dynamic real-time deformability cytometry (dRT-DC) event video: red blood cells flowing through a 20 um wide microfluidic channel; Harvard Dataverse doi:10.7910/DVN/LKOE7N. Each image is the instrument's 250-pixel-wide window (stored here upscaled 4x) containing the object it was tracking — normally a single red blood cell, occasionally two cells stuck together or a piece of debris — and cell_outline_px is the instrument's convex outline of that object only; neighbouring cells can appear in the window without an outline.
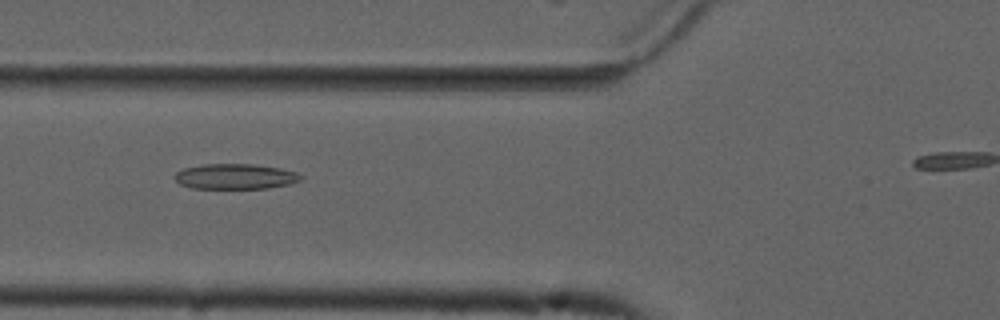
{"species": "common noctule bat (a hibernating species)", "species_latin": "Nyctalus noctula", "temperature_condition": "cold", "stored_images_in_passage": 48, "camera_frame_rate_fps": 3000, "um_per_image_px": 0.085, "animal": {"sex": "male", "forearm_length_mm": 52.5}, "frame": {"image": 1, "passage_image": 20, "time_ms": 6.333, "image_size_px": [1000, 320], "cell_outline_px": [[304, 176], [300, 180], [288, 184], [268, 188], [192, 188], [180, 184], [172, 176], [176, 172], [184, 168], [204, 164], [252, 164], [280, 168], [296, 172]], "centroid_in_image_um": [19.98, 14.99], "position_along_channel_um": 105.8, "area_um2": 18.55}}
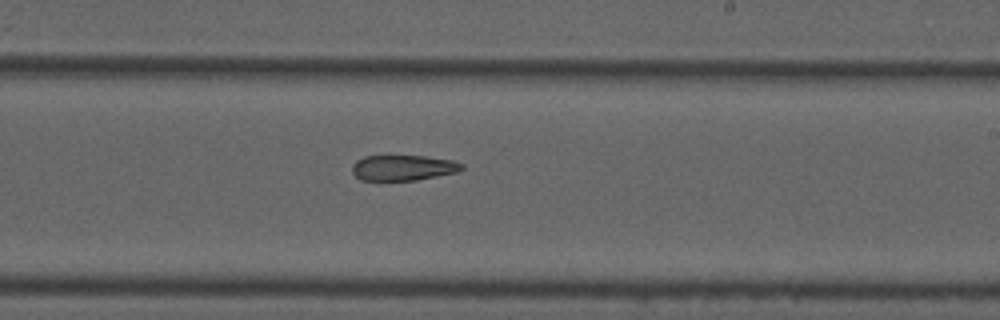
{"frame": {"image": 2, "passage_image": 32, "time_ms": 10.333, "image_size_px": [1000, 320], "cell_outline_px": [[464, 168], [456, 172], [416, 180], [360, 180], [352, 172], [352, 164], [356, 160], [364, 156], [424, 156], [452, 160], [464, 164]], "centroid_in_image_um": [34.24, 14.25], "position_along_channel_um": 254.8, "area_um2": 16.24}}
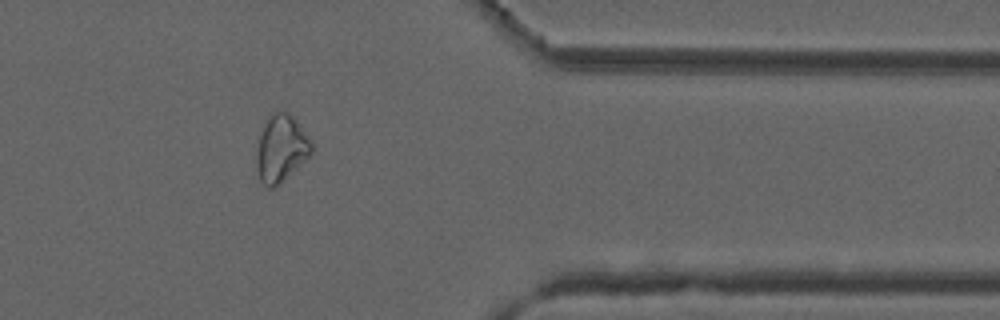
{"frame": {"image": 3, "passage_image": 44, "time_ms": 14.333, "image_size_px": [1000, 320], "cell_outline_px": [[316, 148], [296, 168], [272, 188], [268, 188], [260, 180], [256, 168], [256, 152], [260, 136], [264, 124], [268, 116], [276, 112], [288, 112], [296, 120], [312, 140]], "centroid_in_image_um": [23.9, 12.6], "position_along_channel_um": 387.5, "area_um2": 21.21}, "authors_computed_cell_mechanics": {"area_um2": 19.7676, "velocity_mm_per_s": 3.7315, "shape_relaxation_time_tau1_ms": null, "shape_relaxation_time_tau2_ms": 9.9936, "deformation_change_tau1": null, "deformation_change_tau2": 0.2242}}